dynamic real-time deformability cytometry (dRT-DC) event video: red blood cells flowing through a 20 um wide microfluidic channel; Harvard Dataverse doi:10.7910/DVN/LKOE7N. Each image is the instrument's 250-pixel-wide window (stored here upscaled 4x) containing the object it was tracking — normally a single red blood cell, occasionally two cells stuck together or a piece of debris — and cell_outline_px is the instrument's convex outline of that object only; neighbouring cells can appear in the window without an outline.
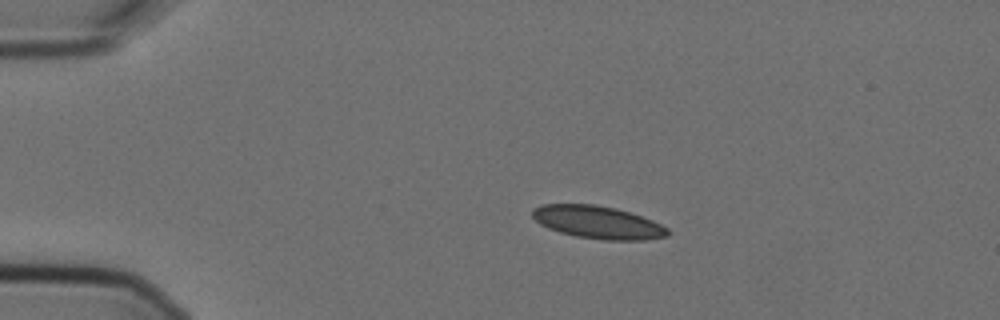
{"species": "Egyptian fruit bat (a non-hibernating species)", "species_latin": "Rousettus aegyptiacus", "temperature_condition": "cold", "stored_images_in_passage": 6, "camera_frame_rate_fps": 3000, "um_per_image_px": 0.085, "animal": {"sex": "female"}, "frame": {"image": 1, "passage_image": 1, "time_ms": 0.0, "image_size_px": [1000, 320], "cell_outline_px": [[672, 232], [668, 236], [644, 240], [604, 240], [576, 236], [560, 232], [548, 228], [540, 224], [532, 216], [532, 208], [540, 204], [596, 204], [616, 208], [652, 220], [668, 228]], "centroid_in_image_um": [50.81, 18.89], "position_along_channel_um": 34.2, "area_um2": 25.89}}
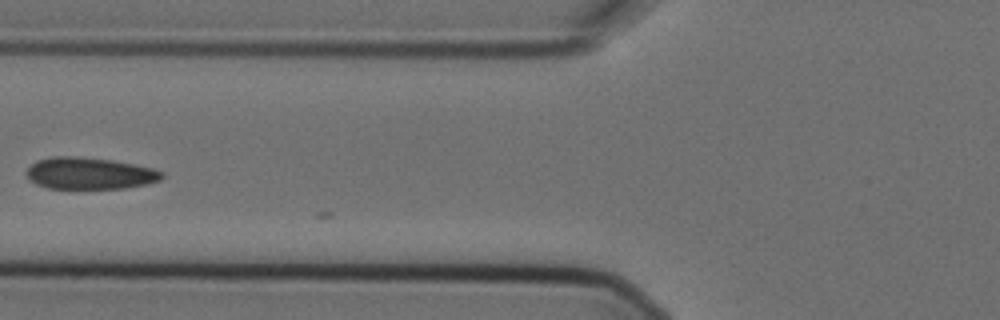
{"frame": {"image": 2, "passage_image": 4, "time_ms": 1.0, "image_size_px": [1000, 320], "cell_outline_px": [[164, 176], [160, 180], [148, 184], [124, 188], [48, 188], [36, 184], [28, 176], [28, 168], [36, 160], [52, 156], [76, 156], [112, 160], [152, 168], [164, 172]], "centroid_in_image_um": [7.64, 14.73], "position_along_channel_um": 118.2, "area_um2": 24.91}}
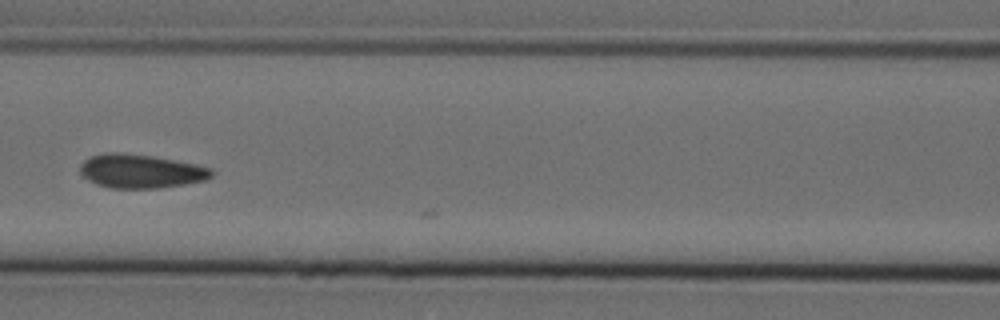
{"frame": {"image": 3, "passage_image": 5, "time_ms": 1.333, "image_size_px": [1000, 320], "cell_outline_px": [[212, 176], [204, 180], [184, 184], [156, 188], [112, 188], [96, 184], [88, 180], [80, 172], [80, 164], [84, 160], [92, 156], [104, 152], [116, 152], [152, 156], [212, 168]], "centroid_in_image_um": [11.91, 14.55], "position_along_channel_um": 154.7, "area_um2": 25.55}}